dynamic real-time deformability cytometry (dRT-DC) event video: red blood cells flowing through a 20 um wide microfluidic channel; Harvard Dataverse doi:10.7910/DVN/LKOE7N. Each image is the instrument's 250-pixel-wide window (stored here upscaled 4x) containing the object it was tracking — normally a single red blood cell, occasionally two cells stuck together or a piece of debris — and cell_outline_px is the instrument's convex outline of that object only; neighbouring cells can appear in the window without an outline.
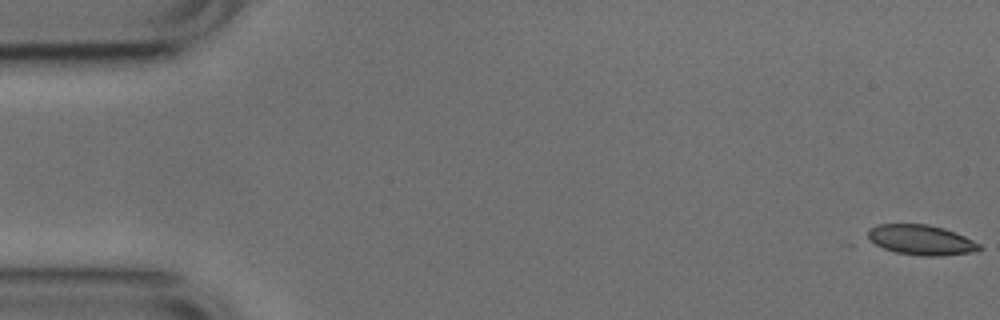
{"species": "common noctule bat (a hibernating species)", "species_latin": "Nyctalus noctula", "temperature_condition": "cold", "stored_images_in_passage": 53, "camera_frame_rate_fps": 3000, "um_per_image_px": 0.085, "animal": {"sex": "male", "body_mass_g": 17.9, "forearm_length_mm": 54.2}, "frame": {"image": 1, "passage_image": 1, "time_ms": 0.0, "image_size_px": [1000, 320], "cell_outline_px": [[984, 248], [972, 252], [940, 256], [924, 256], [896, 252], [884, 248], [868, 240], [868, 232], [876, 224], [928, 224], [944, 228], [956, 232], [980, 244]], "centroid_in_image_um": [78.32, 20.39], "position_along_channel_um": 6.7, "area_um2": 19.48}}
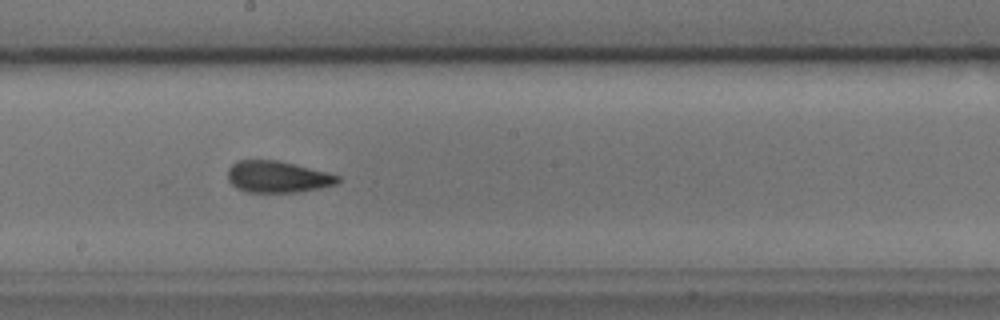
{"frame": {"image": 2, "passage_image": 29, "time_ms": 9.333, "image_size_px": [1000, 320], "cell_outline_px": [[340, 180], [336, 184], [320, 188], [296, 192], [244, 192], [236, 188], [228, 180], [228, 168], [236, 160], [280, 160], [328, 172], [340, 176]], "centroid_in_image_um": [23.58, 15.02], "position_along_channel_um": 224.6, "area_um2": 20.46}}
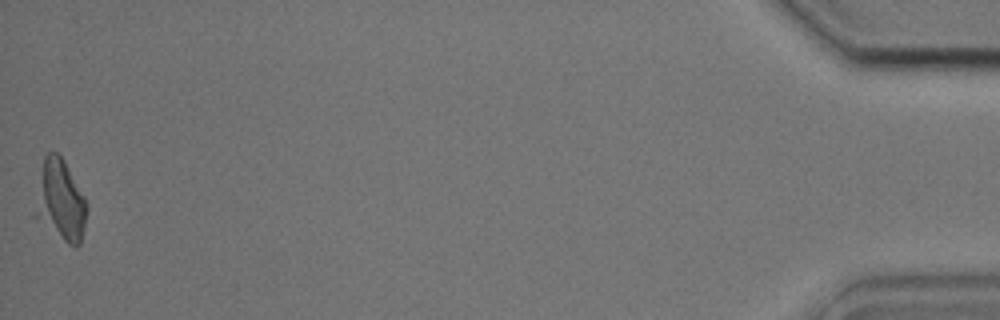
{"frame": {"image": 3, "passage_image": 53, "time_ms": 17.333, "image_size_px": [1000, 320], "cell_outline_px": [[88, 208], [84, 228], [80, 244], [76, 248], [68, 244], [32, 216], [44, 156], [48, 152], [56, 152], [64, 160], [88, 204]], "centroid_in_image_um": [5.13, 17.09], "position_along_channel_um": 430.1, "area_um2": 24.33}, "authors_computed_cell_mechanics": {"area_um2": 20.5768, "velocity_mm_per_s": 3.7702, "shape_relaxation_time_tau1_ms": 5.1651, "shape_relaxation_time_tau2_ms": 1.7557, "deformation_change_tau1": 0.1403, "deformation_change_tau2": 0.0677}}